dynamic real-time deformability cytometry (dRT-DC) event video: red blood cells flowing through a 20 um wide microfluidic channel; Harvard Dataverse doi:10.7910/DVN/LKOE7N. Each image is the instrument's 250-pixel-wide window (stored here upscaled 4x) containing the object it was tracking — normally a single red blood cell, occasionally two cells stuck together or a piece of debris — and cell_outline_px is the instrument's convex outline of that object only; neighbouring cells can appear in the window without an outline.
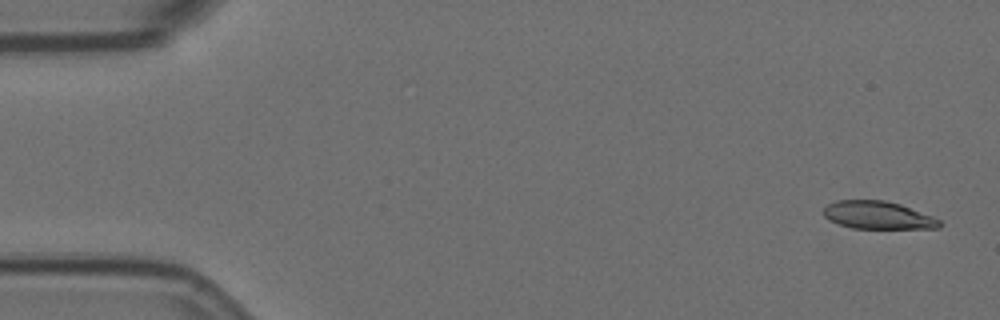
{"species": "Egyptian fruit bat (a non-hibernating species)", "species_latin": "Rousettus aegyptiacus", "temperature_condition": "room temperature", "stored_images_in_passage": 6, "camera_frame_rate_fps": 3000, "um_per_image_px": 0.085, "animal": {"sex": "female"}, "frame": {"image": 1, "passage_image": 1, "time_ms": 0.0, "image_size_px": [1000, 320], "cell_outline_px": [[944, 224], [940, 228], [852, 228], [828, 220], [824, 216], [824, 208], [828, 204], [836, 200], [884, 200], [900, 204], [932, 216], [940, 220]], "centroid_in_image_um": [74.63, 18.29], "position_along_channel_um": 10.4, "area_um2": 18.73}}
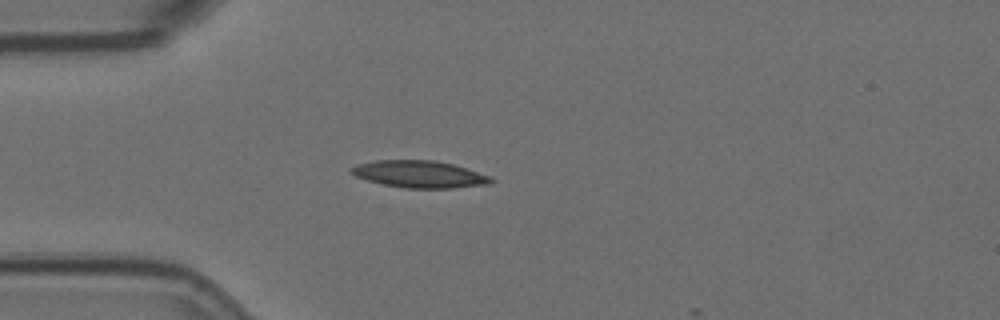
{"frame": {"image": 2, "passage_image": 4, "time_ms": 1.0, "image_size_px": [1000, 320], "cell_outline_px": [[496, 180], [492, 184], [452, 188], [404, 188], [384, 184], [368, 180], [356, 176], [348, 172], [348, 168], [356, 164], [372, 160], [432, 160], [452, 164], [468, 168], [492, 176]], "centroid_in_image_um": [35.68, 14.8], "position_along_channel_um": 49.3, "area_um2": 22.37}}